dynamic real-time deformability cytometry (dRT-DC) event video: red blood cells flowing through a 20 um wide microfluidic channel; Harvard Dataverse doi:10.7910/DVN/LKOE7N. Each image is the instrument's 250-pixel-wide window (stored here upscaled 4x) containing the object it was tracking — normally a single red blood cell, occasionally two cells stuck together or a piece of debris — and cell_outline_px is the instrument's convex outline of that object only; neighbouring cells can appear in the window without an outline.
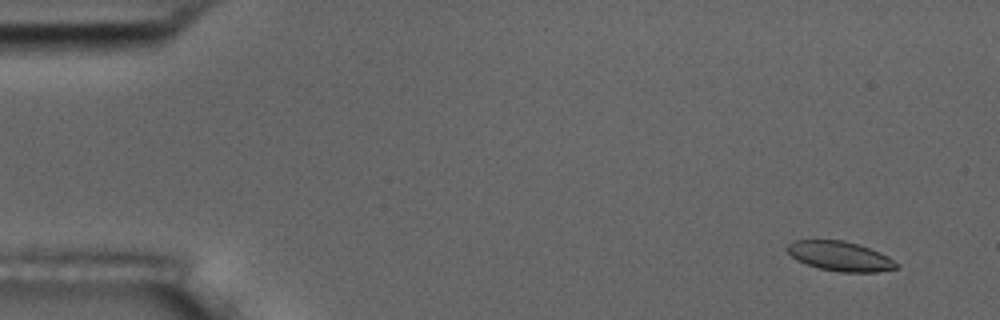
{"species": "common noctule bat (a hibernating species)", "species_latin": "Nyctalus noctula", "temperature_condition": "room temperature", "stored_images_in_passage": 55, "camera_frame_rate_fps": 3000, "um_per_image_px": 0.085, "animal": {"sex": "male", "body_mass_g": 17.5, "forearm_length_mm": 52.3}, "frame": {"image": 1, "passage_image": 4, "time_ms": 1.0, "image_size_px": [1000, 320], "cell_outline_px": [[900, 264], [896, 268], [876, 272], [840, 272], [820, 268], [796, 260], [784, 248], [792, 240], [844, 240], [860, 244], [880, 252], [888, 256]], "centroid_in_image_um": [71.41, 21.76], "position_along_channel_um": 13.6, "area_um2": 18.96}}
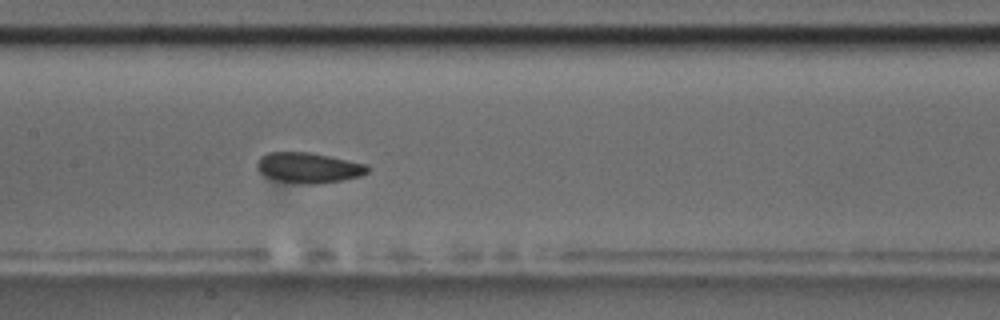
{"frame": {"image": 2, "passage_image": 27, "time_ms": 8.667, "image_size_px": [1000, 320], "cell_outline_px": [[368, 172], [360, 176], [340, 180], [316, 184], [308, 184], [276, 180], [264, 176], [256, 168], [256, 164], [260, 156], [268, 152], [308, 152], [328, 156], [364, 164], [368, 168]], "centroid_in_image_um": [26.15, 14.25], "position_along_channel_um": 181.3, "area_um2": 19.31}}
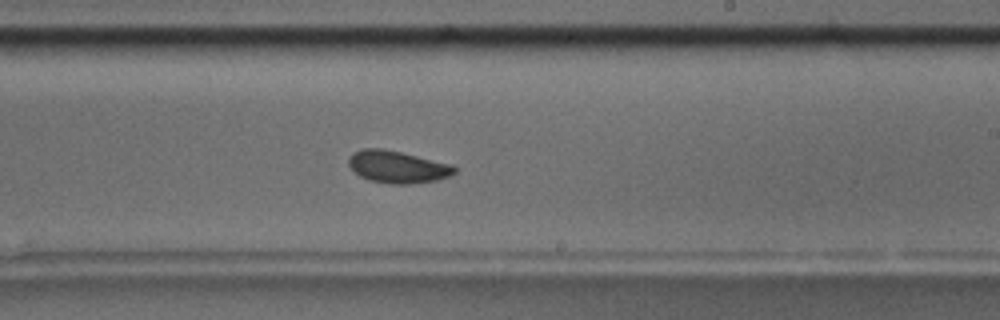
{"frame": {"image": 3, "passage_image": 33, "time_ms": 10.667, "image_size_px": [1000, 320], "cell_outline_px": [[456, 172], [452, 176], [436, 180], [412, 184], [392, 184], [368, 180], [360, 176], [348, 164], [348, 156], [352, 152], [364, 148], [384, 148], [452, 164], [456, 168]], "centroid_in_image_um": [33.79, 14.18], "position_along_channel_um": 255.2, "area_um2": 20.06}, "authors_computed_cell_mechanics": {"area_um2": 19.652, "velocity_mm_per_s": 3.7172, "shape_relaxation_time_tau1_ms": null, "shape_relaxation_time_tau2_ms": 3.1991, "deformation_change_tau1": null, "deformation_change_tau2": 0.0696}}